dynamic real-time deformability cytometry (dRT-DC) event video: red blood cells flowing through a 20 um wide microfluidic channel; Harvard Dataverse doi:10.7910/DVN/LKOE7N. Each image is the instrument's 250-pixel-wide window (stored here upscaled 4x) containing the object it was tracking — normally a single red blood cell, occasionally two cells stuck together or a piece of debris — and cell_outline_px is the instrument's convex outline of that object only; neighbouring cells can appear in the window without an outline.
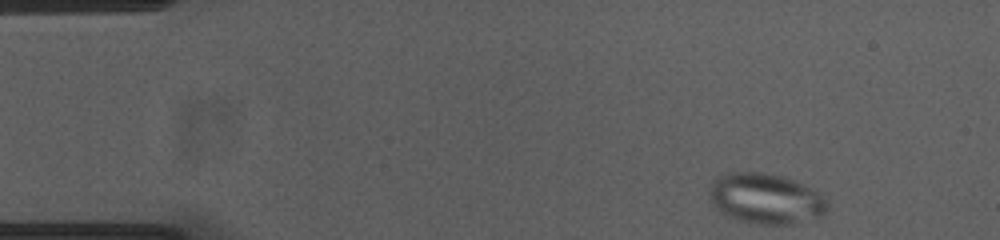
{"species": "common noctule bat (a hibernating species)", "species_latin": "Nyctalus noctula", "temperature_condition": "cold", "stored_images_in_passage": 49, "camera_frame_rate_fps": 3000, "um_per_image_px": 0.085, "animal": {"sex": "female", "body_mass_g": 23.0, "forearm_length_mm": 53.4}, "frame": {"image": 1, "passage_image": 1, "time_ms": 0.0, "image_size_px": [1000, 240], "cell_outline_px": [[828, 208], [820, 216], [792, 224], [760, 224], [740, 220], [728, 216], [716, 208], [712, 204], [708, 196], [708, 188], [712, 180], [720, 176], [736, 172], [760, 172], [780, 176], [792, 180], [816, 192], [828, 200]], "centroid_in_image_um": [65.03, 16.89], "position_along_channel_um": 20.0, "area_um2": 34.28}}
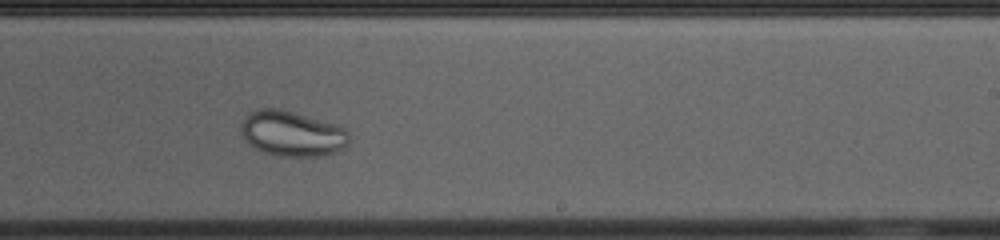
{"frame": {"image": 2, "passage_image": 28, "time_ms": 9.0, "image_size_px": [1000, 240], "cell_outline_px": [[348, 144], [336, 152], [320, 156], [276, 156], [264, 152], [248, 144], [240, 132], [240, 124], [244, 116], [256, 108], [280, 108], [340, 124], [348, 128]], "centroid_in_image_um": [24.82, 11.33], "position_along_channel_um": 264.2, "area_um2": 29.19}}
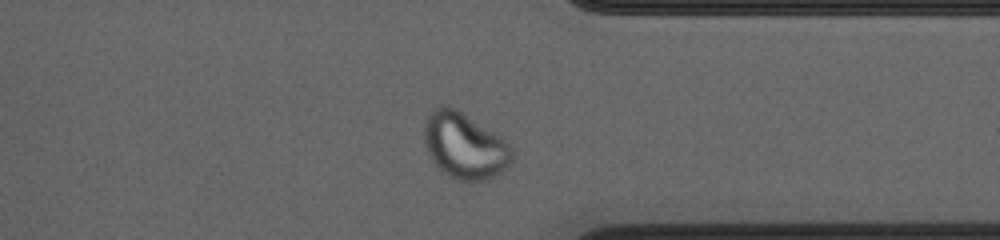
{"frame": {"image": 3, "passage_image": 37, "time_ms": 12.0, "image_size_px": [1000, 240], "cell_outline_px": [[512, 160], [500, 172], [484, 180], [456, 180], [448, 176], [432, 160], [428, 152], [424, 140], [424, 124], [428, 116], [440, 104], [448, 104], [456, 108], [504, 140], [512, 148]], "centroid_in_image_um": [39.45, 12.37], "position_along_channel_um": 372.0, "area_um2": 33.12}}